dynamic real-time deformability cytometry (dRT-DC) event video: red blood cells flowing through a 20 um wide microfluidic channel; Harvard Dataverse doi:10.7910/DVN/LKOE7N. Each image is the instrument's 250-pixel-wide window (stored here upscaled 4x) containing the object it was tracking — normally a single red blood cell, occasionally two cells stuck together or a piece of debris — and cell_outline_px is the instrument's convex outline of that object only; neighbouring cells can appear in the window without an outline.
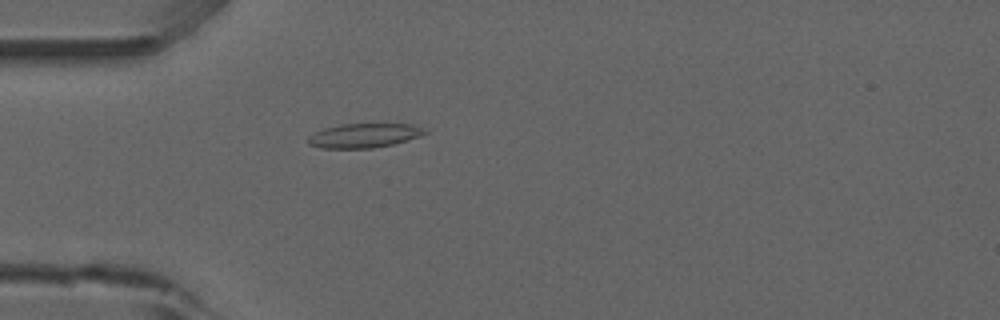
{"species": "common noctule bat (a hibernating species)", "species_latin": "Nyctalus noctula", "temperature_condition": "room temperature", "stored_images_in_passage": 5, "camera_frame_rate_fps": 3000, "um_per_image_px": 0.085, "animal": {"sex": "male", "forearm_length_mm": 52.5}, "frame": {"image": 1, "passage_image": 5, "time_ms": 5.0, "image_size_px": [1000, 320], "cell_outline_px": [[428, 132], [420, 136], [392, 144], [372, 148], [320, 148], [308, 144], [308, 136], [324, 128], [340, 124], [412, 124], [424, 128]], "centroid_in_image_um": [30.93, 11.52], "position_along_channel_um": 54.1, "area_um2": 16.42}}